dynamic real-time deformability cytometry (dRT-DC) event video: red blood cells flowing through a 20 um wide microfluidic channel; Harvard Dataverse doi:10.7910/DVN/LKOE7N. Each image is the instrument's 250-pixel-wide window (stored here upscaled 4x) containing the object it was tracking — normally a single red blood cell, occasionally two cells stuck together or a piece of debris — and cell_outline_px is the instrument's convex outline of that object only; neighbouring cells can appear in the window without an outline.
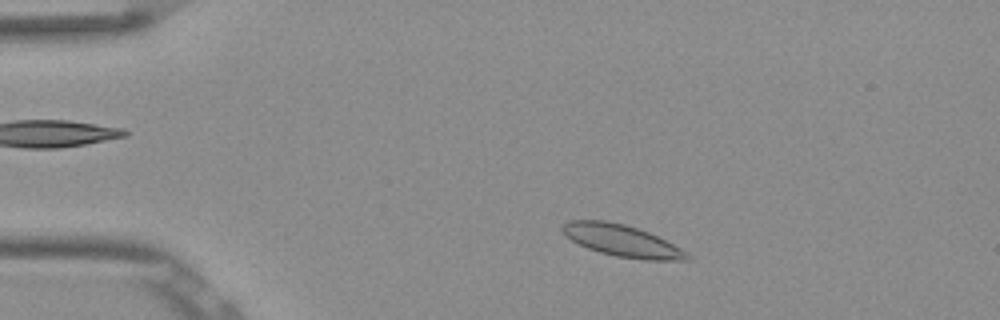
{"species": "Egyptian fruit bat (a non-hibernating species)", "species_latin": "Rousettus aegyptiacus", "temperature_condition": "room temperature", "stored_images_in_passage": 28, "camera_frame_rate_fps": 3000, "um_per_image_px": 0.085, "frame": {"image": 1, "passage_image": 6, "time_ms": 1.667, "image_size_px": [1000, 320], "cell_outline_px": [[692, 260], [644, 260], [616, 256], [600, 252], [588, 248], [572, 240], [560, 228], [568, 220], [604, 220], [624, 224], [648, 232], [672, 244], [692, 256]], "centroid_in_image_um": [52.87, 20.46], "position_along_channel_um": 32.1, "area_um2": 22.72}}
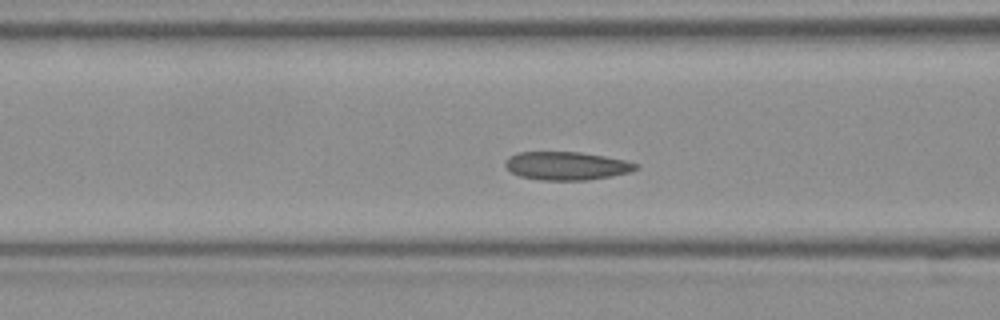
{"frame": {"image": 2, "passage_image": 17, "time_ms": 5.333, "image_size_px": [1000, 320], "cell_outline_px": [[640, 168], [632, 172], [612, 176], [588, 180], [540, 180], [520, 176], [512, 172], [504, 164], [508, 156], [516, 152], [580, 152], [604, 156], [624, 160], [640, 164]], "centroid_in_image_um": [48.19, 14.09], "position_along_channel_um": 118.4, "area_um2": 21.68}}
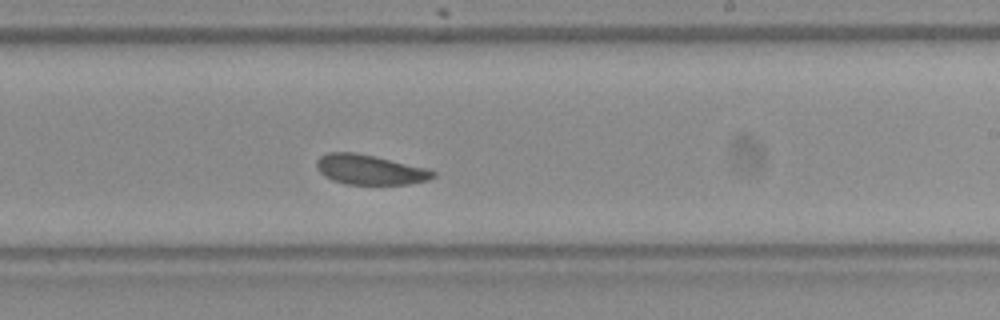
{"frame": {"image": 3, "passage_image": 28, "time_ms": 9.0, "image_size_px": [1000, 320], "cell_outline_px": [[436, 176], [428, 180], [408, 184], [344, 184], [332, 180], [324, 176], [316, 168], [316, 160], [320, 156], [328, 152], [356, 152], [376, 156], [428, 168], [436, 172]], "centroid_in_image_um": [31.43, 14.41], "position_along_channel_um": 257.6, "area_um2": 20.52}}